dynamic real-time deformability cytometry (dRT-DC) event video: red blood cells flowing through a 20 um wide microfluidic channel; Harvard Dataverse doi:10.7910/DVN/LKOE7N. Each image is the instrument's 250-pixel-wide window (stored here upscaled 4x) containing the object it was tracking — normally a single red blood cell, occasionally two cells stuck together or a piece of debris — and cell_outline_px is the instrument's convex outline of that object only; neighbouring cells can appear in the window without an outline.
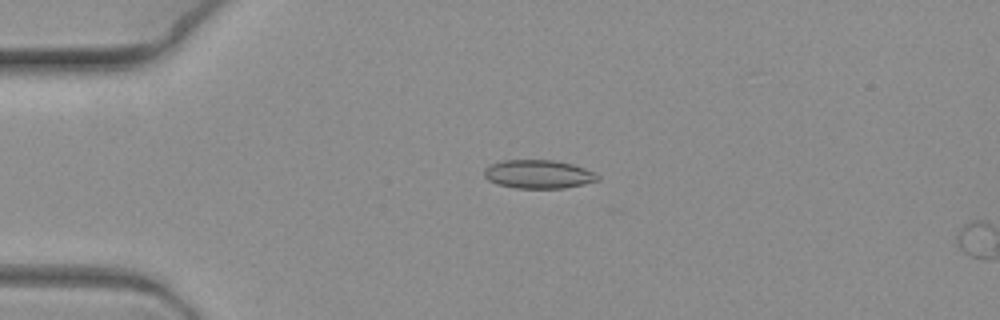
{"species": "common noctule bat (a hibernating species)", "species_latin": "Nyctalus noctula", "temperature_condition": "warm", "stored_images_in_passage": 3, "segment_of_instrument_passage": [1, 2], "camera_frame_rate_fps": 3000, "um_per_image_px": 0.085, "animal": {"sex": "female", "body_mass_g": 19.3, "forearm_length_mm": 54.1}, "frame": {"image": 1, "passage_image": 1, "time_ms": 0.0, "image_size_px": [1000, 320], "cell_outline_px": [[600, 180], [584, 184], [564, 188], [516, 188], [496, 184], [488, 180], [484, 176], [484, 168], [492, 164], [504, 160], [552, 160], [572, 164], [584, 168], [600, 176]], "centroid_in_image_um": [45.75, 14.81], "position_along_channel_um": 39.2, "area_um2": 18.84}}